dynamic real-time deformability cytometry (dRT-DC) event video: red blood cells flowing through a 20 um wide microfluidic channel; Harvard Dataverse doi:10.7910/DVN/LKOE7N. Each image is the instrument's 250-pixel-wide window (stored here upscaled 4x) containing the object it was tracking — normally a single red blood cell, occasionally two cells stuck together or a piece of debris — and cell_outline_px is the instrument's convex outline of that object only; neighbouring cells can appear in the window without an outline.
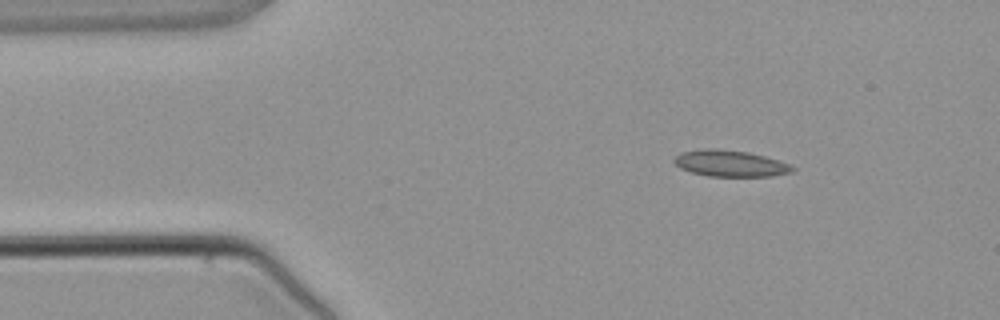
{"species": "common noctule bat (a hibernating species)", "species_latin": "Nyctalus noctula", "temperature_condition": "warm", "stored_images_in_passage": 2, "camera_frame_rate_fps": 3000, "um_per_image_px": 0.085, "animal": {"sex": "male", "body_mass_g": 21.5, "forearm_length_mm": 52.0}, "frame": {"image": 1, "passage_image": 1, "time_ms": 0.0, "image_size_px": [1000, 320], "cell_outline_px": [[796, 168], [792, 172], [772, 176], [708, 176], [692, 172], [680, 168], [672, 160], [680, 152], [704, 148], [716, 148], [748, 152], [764, 156], [792, 164]], "centroid_in_image_um": [62.08, 13.88], "position_along_channel_um": 22.9, "area_um2": 18.26}}